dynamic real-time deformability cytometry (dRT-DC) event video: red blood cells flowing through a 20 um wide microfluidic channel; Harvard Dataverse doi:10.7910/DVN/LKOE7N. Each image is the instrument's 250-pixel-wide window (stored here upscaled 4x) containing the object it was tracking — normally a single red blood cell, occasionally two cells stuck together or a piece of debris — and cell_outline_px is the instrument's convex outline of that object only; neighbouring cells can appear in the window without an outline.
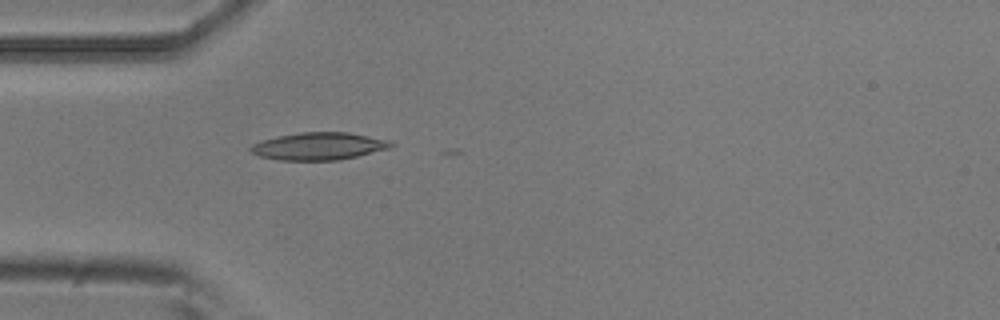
{"species": "common noctule bat (a hibernating species)", "species_latin": "Nyctalus noctula", "temperature_condition": "room temperature", "stored_images_in_passage": 4, "camera_frame_rate_fps": 3000, "um_per_image_px": 0.085, "animal": {"sex": "male", "body_mass_g": 20.5, "forearm_length_mm": 52.5}, "frame": {"image": 1, "passage_image": 4, "time_ms": 1.0, "image_size_px": [1000, 320], "cell_outline_px": [[396, 144], [388, 148], [340, 160], [280, 160], [260, 156], [252, 152], [248, 148], [252, 144], [260, 140], [276, 136], [300, 132], [348, 132], [388, 140]], "centroid_in_image_um": [27.05, 12.42], "position_along_channel_um": 57.9, "area_um2": 22.37}}